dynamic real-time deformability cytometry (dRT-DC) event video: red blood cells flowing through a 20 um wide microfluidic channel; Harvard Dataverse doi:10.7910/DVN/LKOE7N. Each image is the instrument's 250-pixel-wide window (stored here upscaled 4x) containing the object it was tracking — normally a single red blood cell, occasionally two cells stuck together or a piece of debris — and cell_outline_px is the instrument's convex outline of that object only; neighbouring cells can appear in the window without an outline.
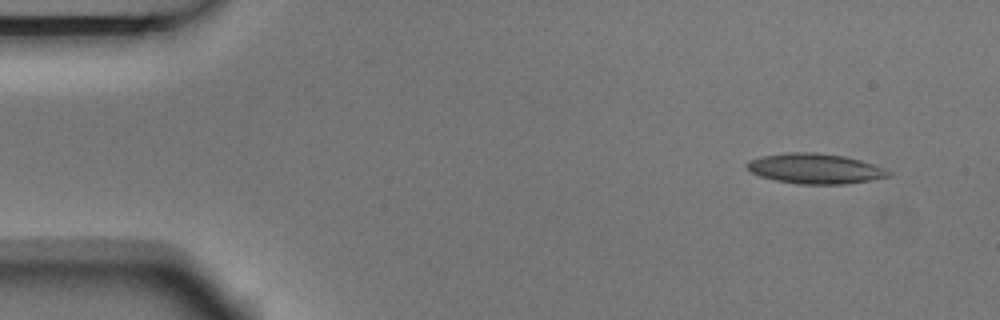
{"species": "Egyptian fruit bat (a non-hibernating species)", "species_latin": "Rousettus aegyptiacus", "temperature_condition": "room temperature", "stored_images_in_passage": 4, "camera_frame_rate_fps": 3000, "um_per_image_px": 0.085, "animal": {"sex": "male"}, "frame": {"image": 1, "passage_image": 1, "time_ms": 0.0, "image_size_px": [1000, 320], "cell_outline_px": [[892, 176], [844, 184], [800, 184], [776, 180], [760, 176], [752, 172], [744, 164], [748, 160], [760, 156], [792, 152], [816, 152], [844, 156], [860, 160], [884, 168], [892, 172]], "centroid_in_image_um": [69.27, 14.32], "position_along_channel_um": 15.7, "area_um2": 24.8}}